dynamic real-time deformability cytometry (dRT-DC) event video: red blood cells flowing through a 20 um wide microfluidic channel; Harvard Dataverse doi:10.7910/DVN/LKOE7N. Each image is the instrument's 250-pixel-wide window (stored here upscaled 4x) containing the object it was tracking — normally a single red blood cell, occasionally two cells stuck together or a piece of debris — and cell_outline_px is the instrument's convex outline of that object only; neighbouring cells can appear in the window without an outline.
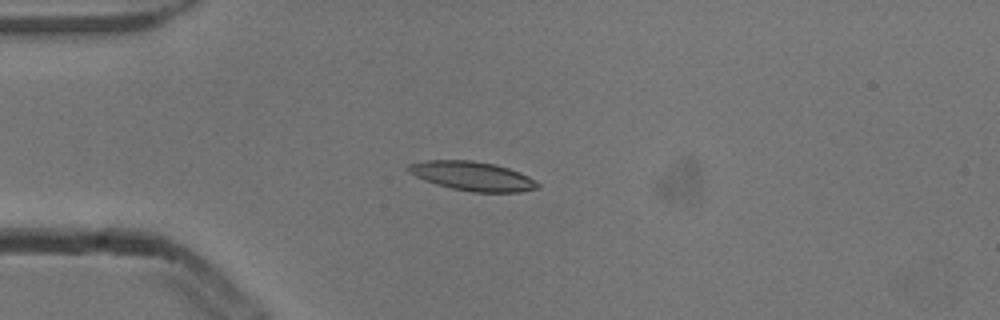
{"species": "common noctule bat (a hibernating species)", "species_latin": "Nyctalus noctula", "temperature_condition": "cold", "stored_images_in_passage": 4, "camera_frame_rate_fps": 3000, "um_per_image_px": 0.085, "animal": {"sex": "male", "body_mass_g": 13.3}, "frame": {"image": 1, "passage_image": 4, "time_ms": 1.0, "image_size_px": [1000, 320], "cell_outline_px": [[540, 188], [520, 192], [472, 192], [452, 188], [436, 184], [424, 180], [408, 172], [408, 164], [424, 160], [472, 160], [496, 164], [520, 172], [536, 180], [540, 184]], "centroid_in_image_um": [40.19, 14.96], "position_along_channel_um": 44.8, "area_um2": 22.08}}